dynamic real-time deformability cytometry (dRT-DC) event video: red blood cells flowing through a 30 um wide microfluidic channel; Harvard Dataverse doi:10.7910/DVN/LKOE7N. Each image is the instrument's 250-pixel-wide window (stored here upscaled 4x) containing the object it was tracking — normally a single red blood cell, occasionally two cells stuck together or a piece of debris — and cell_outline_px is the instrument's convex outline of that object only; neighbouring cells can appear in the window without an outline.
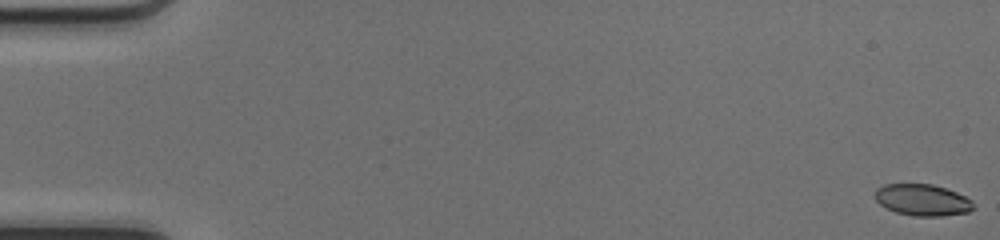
{"species": "common noctule bat (a hibernating species)", "species_latin": "Nyctalus noctula", "temperature_condition": "cold", "stored_images_in_passage": 51, "camera_frame_rate_fps": 3000, "um_per_image_px": 0.085, "animal": {"sex": "female", "body_mass_g": 17.0, "forearm_length_mm": 48.0}, "frame": {"image": 1, "passage_image": 1, "time_ms": 0.0, "image_size_px": [1000, 240], "cell_outline_px": [[976, 208], [968, 212], [940, 216], [912, 216], [896, 212], [880, 204], [876, 200], [876, 188], [884, 184], [932, 184], [956, 192], [972, 200]], "centroid_in_image_um": [78.43, 17.0], "position_along_channel_um": 6.6, "area_um2": 18.03}}
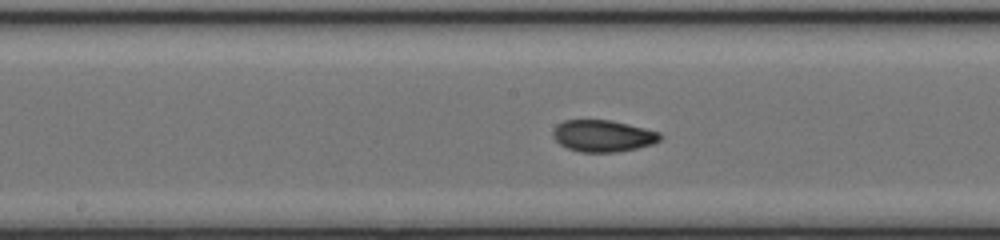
{"frame": {"image": 2, "passage_image": 27, "time_ms": 8.667, "image_size_px": [1000, 240], "cell_outline_px": [[660, 140], [652, 144], [636, 148], [616, 152], [580, 152], [568, 148], [560, 144], [552, 136], [552, 132], [556, 124], [564, 120], [612, 120], [660, 132]], "centroid_in_image_um": [51.21, 11.54], "position_along_channel_um": 197.0, "area_um2": 19.77}}
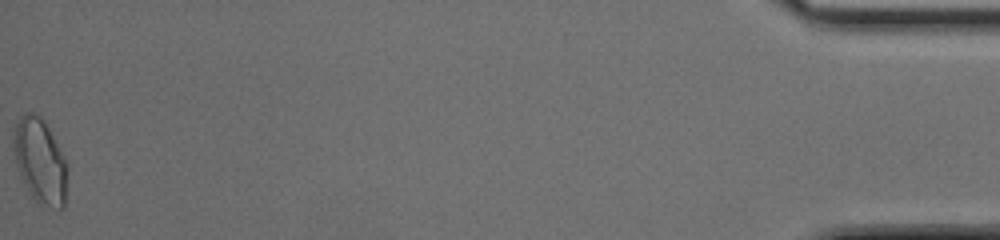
{"frame": {"image": 3, "passage_image": 51, "time_ms": 16.667, "image_size_px": [1000, 240], "cell_outline_px": [[68, 168], [64, 208], [52, 208], [40, 204], [32, 196], [16, 164], [12, 144], [12, 136], [16, 124], [20, 116], [28, 112], [32, 112], [40, 116], [44, 120], [68, 164]], "centroid_in_image_um": [3.42, 13.67], "position_along_channel_um": 431.8, "area_um2": 26.47}, "authors_computed_cell_mechanics": {"area_um2": 19.7676, "velocity_mm_per_s": 4.179, "shape_relaxation_time_tau1_ms": null, "shape_relaxation_time_tau2_ms": 1.0588, "deformation_change_tau1": null, "deformation_change_tau2": 0.045}}